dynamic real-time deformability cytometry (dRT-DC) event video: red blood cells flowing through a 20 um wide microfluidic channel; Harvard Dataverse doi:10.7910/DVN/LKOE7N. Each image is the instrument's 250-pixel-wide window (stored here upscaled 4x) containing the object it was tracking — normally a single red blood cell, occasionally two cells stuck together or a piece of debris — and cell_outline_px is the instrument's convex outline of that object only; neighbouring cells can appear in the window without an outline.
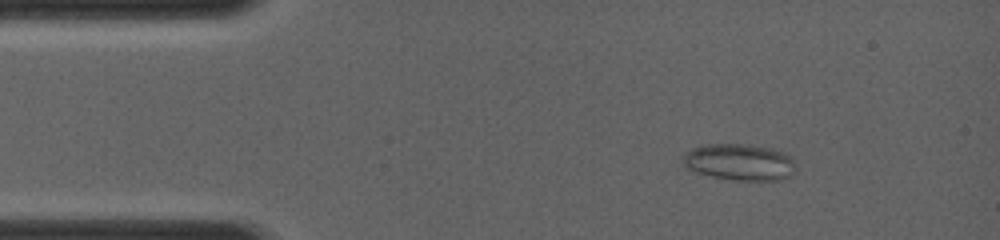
{"species": "common noctule bat (a hibernating species)", "species_latin": "Nyctalus noctula", "temperature_condition": "room temperature", "stored_images_in_passage": 52, "camera_frame_rate_fps": 4000, "um_per_image_px": 0.085, "animal": {"sex": "female", "body_mass_g": 19.0, "forearm_length_mm": 56.7}, "frame": {"image": 1, "passage_image": 7, "time_ms": 1.5, "image_size_px": [1000, 240], "cell_outline_px": [[792, 172], [788, 176], [780, 180], [732, 180], [712, 176], [696, 172], [688, 168], [680, 160], [684, 152], [700, 144], [748, 144], [768, 148], [784, 152], [792, 156]], "centroid_in_image_um": [62.78, 13.76], "position_along_channel_um": 22.2, "area_um2": 23.99}}
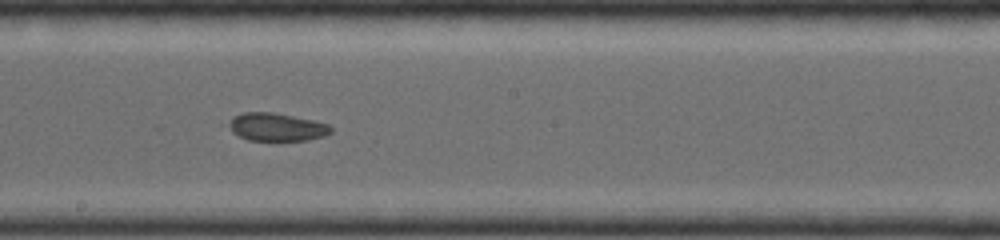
{"frame": {"image": 2, "passage_image": 29, "time_ms": 7.0, "image_size_px": [1000, 240], "cell_outline_px": [[332, 132], [324, 136], [304, 140], [248, 140], [232, 132], [220, 124], [232, 116], [244, 112], [272, 112], [312, 120], [328, 124], [332, 128]], "centroid_in_image_um": [23.38, 10.78], "position_along_channel_um": 224.8, "area_um2": 16.94}}
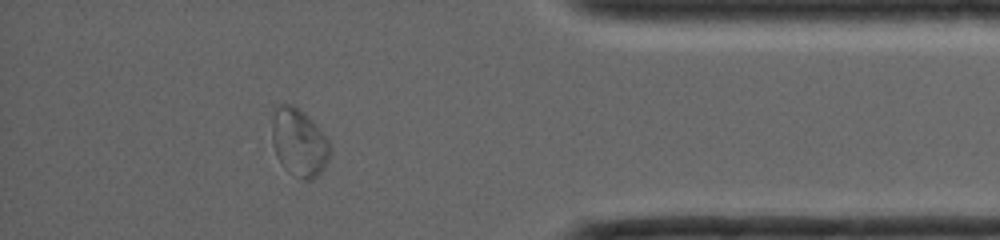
{"frame": {"image": 3, "passage_image": 46, "time_ms": 11.25, "image_size_px": [1000, 240], "cell_outline_px": [[332, 152], [324, 168], [312, 180], [304, 180], [288, 172], [284, 168], [276, 156], [272, 144], [272, 120], [276, 104], [292, 104], [308, 116], [324, 132], [328, 140]], "centroid_in_image_um": [25.42, 12.11], "position_along_channel_um": 409.8, "area_um2": 23.24}}